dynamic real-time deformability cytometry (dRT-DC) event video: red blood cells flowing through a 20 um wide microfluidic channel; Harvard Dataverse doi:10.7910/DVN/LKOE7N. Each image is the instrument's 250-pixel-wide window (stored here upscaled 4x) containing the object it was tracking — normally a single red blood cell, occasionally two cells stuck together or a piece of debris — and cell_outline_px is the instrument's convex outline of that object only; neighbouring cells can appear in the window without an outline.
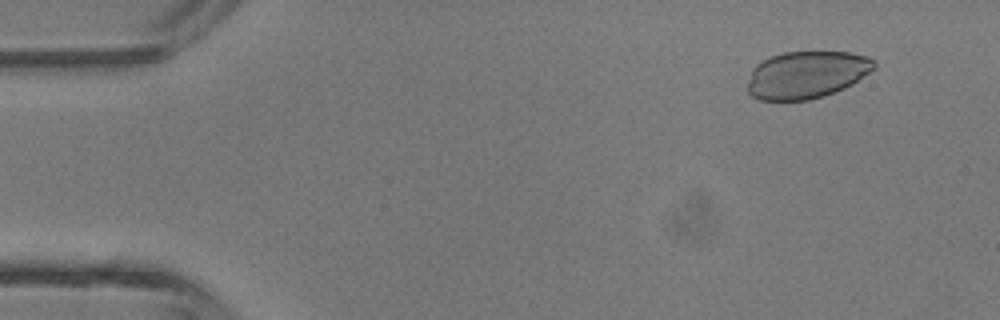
{"species": "common noctule bat (a hibernating species)", "species_latin": "Nyctalus noctula", "temperature_condition": "room temperature", "stored_images_in_passage": 5, "camera_frame_rate_fps": 3000, "um_per_image_px": 0.085, "animal": {"sex": "male", "body_mass_g": 13.3}, "frame": {"image": 1, "passage_image": 1, "time_ms": 0.0, "image_size_px": [1000, 320], "cell_outline_px": [[876, 68], [852, 84], [844, 88], [824, 96], [808, 100], [760, 100], [752, 96], [748, 92], [748, 80], [752, 68], [756, 64], [772, 56], [784, 52], [852, 52], [868, 56], [876, 60]], "centroid_in_image_um": [68.58, 6.35], "position_along_channel_um": 16.4, "area_um2": 35.03}}